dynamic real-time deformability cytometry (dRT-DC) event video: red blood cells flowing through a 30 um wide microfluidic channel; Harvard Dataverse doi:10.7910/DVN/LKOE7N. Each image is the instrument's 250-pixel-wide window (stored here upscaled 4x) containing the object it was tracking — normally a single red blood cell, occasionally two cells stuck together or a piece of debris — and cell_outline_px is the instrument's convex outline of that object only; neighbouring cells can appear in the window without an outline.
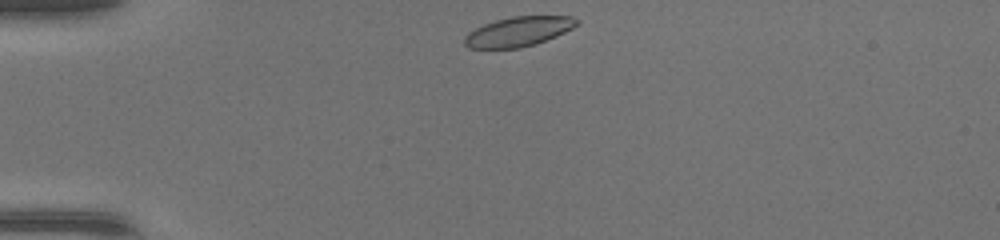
{"species": "common noctule bat (a hibernating species)", "species_latin": "Nyctalus noctula", "temperature_condition": "warm", "stored_images_in_passage": 37, "camera_frame_rate_fps": 3000, "um_per_image_px": 0.085, "animal": {"sex": "female", "body_mass_g": 17.0, "forearm_length_mm": 48.0}, "frame": {"image": 1, "passage_image": 1, "time_ms": 0.0, "image_size_px": [1000, 240], "cell_outline_px": [[580, 24], [556, 36], [520, 48], [468, 48], [464, 44], [464, 36], [468, 32], [484, 24], [496, 20], [512, 16], [572, 16], [580, 20]], "centroid_in_image_um": [44.07, 2.67], "position_along_channel_um": 40.9, "area_um2": 19.31}}
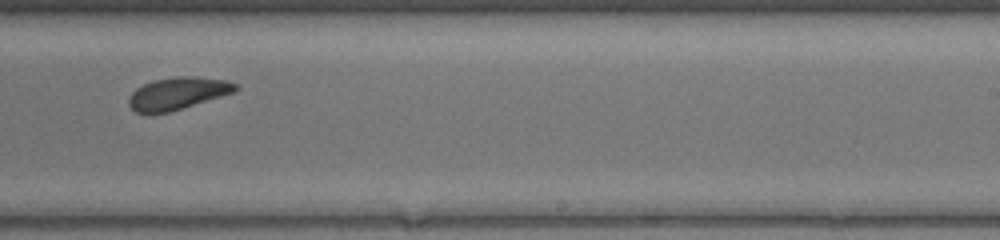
{"frame": {"image": 2, "passage_image": 20, "time_ms": 6.333, "image_size_px": [1000, 240], "cell_outline_px": [[236, 88], [232, 92], [220, 96], [168, 112], [136, 112], [128, 104], [128, 100], [132, 92], [136, 88], [144, 84], [156, 80], [176, 76], [192, 76], [224, 80], [236, 84]], "centroid_in_image_um": [15.05, 7.92], "position_along_channel_um": 274.0, "area_um2": 19.31}}
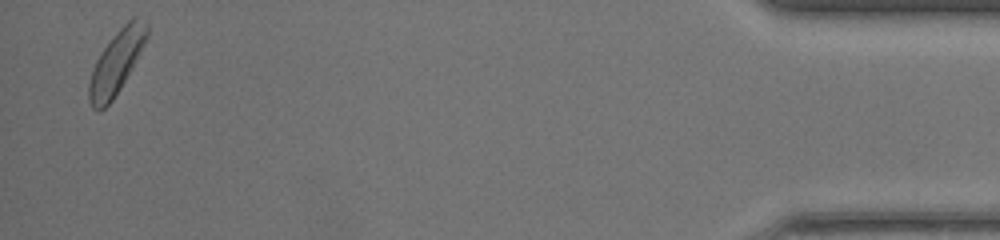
{"frame": {"image": 3, "passage_image": 36, "time_ms": 11.667, "image_size_px": [1000, 240], "cell_outline_px": [[148, 36], [120, 88], [112, 100], [100, 112], [96, 112], [92, 108], [88, 100], [88, 84], [96, 60], [112, 36], [132, 16], [136, 16], [148, 20]], "centroid_in_image_um": [9.88, 5.28], "position_along_channel_um": 425.3, "area_um2": 21.1}, "authors_computed_cell_mechanics": {"area_um2": 20.3456, "velocity_mm_per_s": 4.349, "shape_relaxation_time_tau1_ms": 3.5661, "shape_relaxation_time_tau2_ms": 5.8668, "deformation_change_tau1": 0.1232, "deformation_change_tau2": 0.1448}}